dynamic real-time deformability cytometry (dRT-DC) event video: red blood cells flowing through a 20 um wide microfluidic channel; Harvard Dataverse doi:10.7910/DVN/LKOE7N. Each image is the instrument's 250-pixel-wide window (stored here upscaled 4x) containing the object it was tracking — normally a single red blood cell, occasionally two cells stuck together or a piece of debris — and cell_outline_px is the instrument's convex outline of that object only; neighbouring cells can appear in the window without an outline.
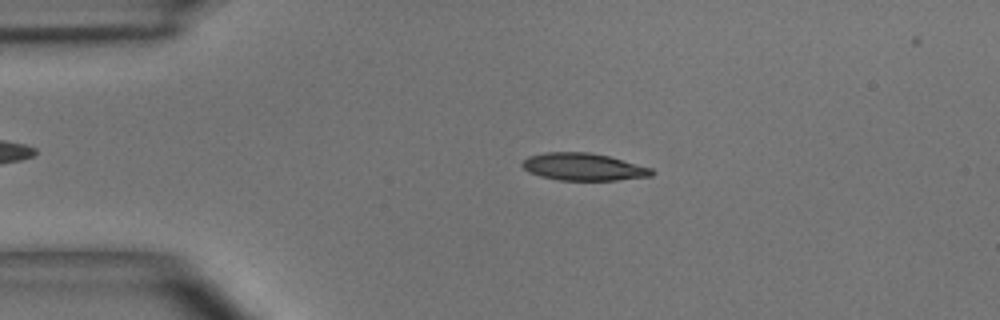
{"species": "common noctule bat (a hibernating species)", "species_latin": "Nyctalus noctula", "temperature_condition": "room temperature", "stored_images_in_passage": 48, "camera_frame_rate_fps": 3000, "um_per_image_px": 0.085, "animal": {"sex": "male", "body_mass_g": 15.6}, "frame": {"image": 1, "passage_image": 10, "time_ms": 3.0, "image_size_px": [1000, 320], "cell_outline_px": [[656, 172], [652, 176], [616, 180], [560, 180], [540, 176], [528, 172], [520, 164], [528, 156], [548, 152], [592, 152], [608, 156], [652, 168]], "centroid_in_image_um": [49.6, 14.18], "position_along_channel_um": 35.4, "area_um2": 20.63}}
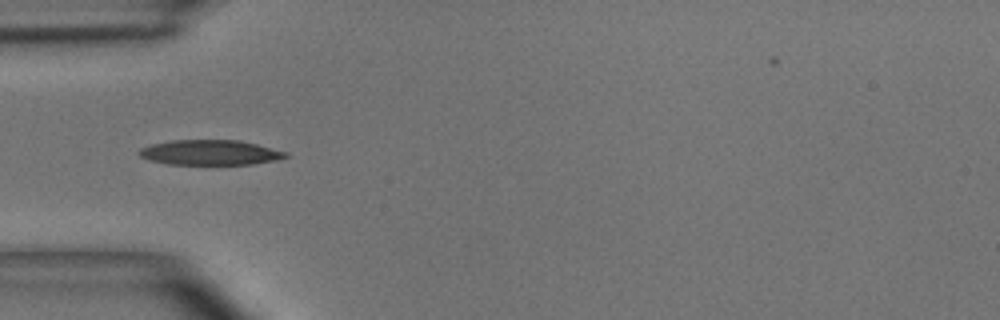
{"frame": {"image": 2, "passage_image": 15, "time_ms": 4.667, "image_size_px": [1000, 320], "cell_outline_px": [[288, 156], [276, 160], [252, 164], [168, 164], [148, 160], [140, 156], [136, 152], [140, 148], [152, 144], [172, 140], [240, 140], [288, 152]], "centroid_in_image_um": [17.83, 12.96], "position_along_channel_um": 67.2, "area_um2": 21.39}}
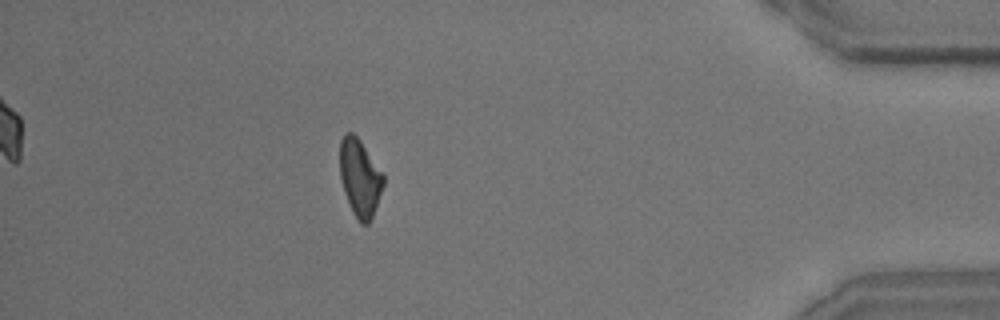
{"frame": {"image": 3, "passage_image": 44, "time_ms": 14.333, "image_size_px": [1000, 320], "cell_outline_px": [[384, 184], [372, 216], [368, 224], [360, 224], [352, 212], [344, 192], [340, 176], [340, 140], [348, 132], [352, 132], [360, 140], [384, 176]], "centroid_in_image_um": [30.57, 15.13], "position_along_channel_um": 404.6, "area_um2": 19.31}, "authors_computed_cell_mechanics": {"area_um2": 20.3745, "velocity_mm_per_s": 3.9686, "shape_relaxation_time_tau1_ms": 4.2292, "shape_relaxation_time_tau2_ms": 3.2857, "deformation_change_tau1": 0.1524, "deformation_change_tau2": 0.1191}}